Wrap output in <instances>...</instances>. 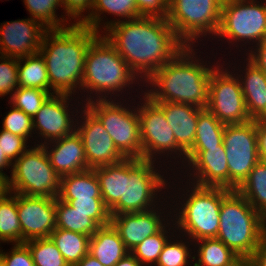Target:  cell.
Segmentation results:
<instances>
[{"label":"cell","instance_id":"6da1fadb","mask_svg":"<svg viewBox=\"0 0 266 266\" xmlns=\"http://www.w3.org/2000/svg\"><path fill=\"white\" fill-rule=\"evenodd\" d=\"M105 24L104 36L144 81L185 47L165 18L141 16Z\"/></svg>","mask_w":266,"mask_h":266},{"label":"cell","instance_id":"7a4b0ae2","mask_svg":"<svg viewBox=\"0 0 266 266\" xmlns=\"http://www.w3.org/2000/svg\"><path fill=\"white\" fill-rule=\"evenodd\" d=\"M98 35L80 24L45 32L39 53L45 60L53 94L71 96L75 89H82L86 52Z\"/></svg>","mask_w":266,"mask_h":266},{"label":"cell","instance_id":"3957f363","mask_svg":"<svg viewBox=\"0 0 266 266\" xmlns=\"http://www.w3.org/2000/svg\"><path fill=\"white\" fill-rule=\"evenodd\" d=\"M192 48L185 46L155 71L146 80L152 87L154 85V90L152 88L144 94L154 102L187 103L206 109L209 79L214 67L199 62Z\"/></svg>","mask_w":266,"mask_h":266},{"label":"cell","instance_id":"277c9868","mask_svg":"<svg viewBox=\"0 0 266 266\" xmlns=\"http://www.w3.org/2000/svg\"><path fill=\"white\" fill-rule=\"evenodd\" d=\"M216 238L239 258L248 260L263 241L261 214L237 190H231L222 199Z\"/></svg>","mask_w":266,"mask_h":266},{"label":"cell","instance_id":"5b68a950","mask_svg":"<svg viewBox=\"0 0 266 266\" xmlns=\"http://www.w3.org/2000/svg\"><path fill=\"white\" fill-rule=\"evenodd\" d=\"M136 76L105 36L99 34L92 41L85 56L82 90L87 88L91 93L102 94L99 99H106V93L120 92L131 85Z\"/></svg>","mask_w":266,"mask_h":266},{"label":"cell","instance_id":"8992f818","mask_svg":"<svg viewBox=\"0 0 266 266\" xmlns=\"http://www.w3.org/2000/svg\"><path fill=\"white\" fill-rule=\"evenodd\" d=\"M181 212L176 217L175 226L187 233L192 240L216 238L220 225L222 199L231 191L224 187L193 185ZM177 224V225H176Z\"/></svg>","mask_w":266,"mask_h":266},{"label":"cell","instance_id":"52a82bcc","mask_svg":"<svg viewBox=\"0 0 266 266\" xmlns=\"http://www.w3.org/2000/svg\"><path fill=\"white\" fill-rule=\"evenodd\" d=\"M27 149L11 166L6 190L27 196L57 198L61 177L50 164L42 145ZM13 191V192H12Z\"/></svg>","mask_w":266,"mask_h":266},{"label":"cell","instance_id":"ba28073f","mask_svg":"<svg viewBox=\"0 0 266 266\" xmlns=\"http://www.w3.org/2000/svg\"><path fill=\"white\" fill-rule=\"evenodd\" d=\"M222 3L223 0H169L166 19L177 38L191 46L200 35H217Z\"/></svg>","mask_w":266,"mask_h":266},{"label":"cell","instance_id":"9c48e42d","mask_svg":"<svg viewBox=\"0 0 266 266\" xmlns=\"http://www.w3.org/2000/svg\"><path fill=\"white\" fill-rule=\"evenodd\" d=\"M153 164L144 159H124L123 197L109 210L110 215L154 209L156 192L167 184Z\"/></svg>","mask_w":266,"mask_h":266},{"label":"cell","instance_id":"30bf717a","mask_svg":"<svg viewBox=\"0 0 266 266\" xmlns=\"http://www.w3.org/2000/svg\"><path fill=\"white\" fill-rule=\"evenodd\" d=\"M89 98V99H88ZM86 98L85 106L100 120L116 148L126 158L142 159L138 109L132 110L111 99Z\"/></svg>","mask_w":266,"mask_h":266},{"label":"cell","instance_id":"8fae6325","mask_svg":"<svg viewBox=\"0 0 266 266\" xmlns=\"http://www.w3.org/2000/svg\"><path fill=\"white\" fill-rule=\"evenodd\" d=\"M223 144L228 162V189L236 190L260 160L256 120L225 125Z\"/></svg>","mask_w":266,"mask_h":266},{"label":"cell","instance_id":"7c38bea8","mask_svg":"<svg viewBox=\"0 0 266 266\" xmlns=\"http://www.w3.org/2000/svg\"><path fill=\"white\" fill-rule=\"evenodd\" d=\"M256 0H223L217 36L233 41H254L266 38V3Z\"/></svg>","mask_w":266,"mask_h":266},{"label":"cell","instance_id":"4fadbf2b","mask_svg":"<svg viewBox=\"0 0 266 266\" xmlns=\"http://www.w3.org/2000/svg\"><path fill=\"white\" fill-rule=\"evenodd\" d=\"M216 66L210 76L206 109L222 124H243L248 115L239 77ZM224 70V71H223ZM233 75V76H232Z\"/></svg>","mask_w":266,"mask_h":266},{"label":"cell","instance_id":"5bb4252c","mask_svg":"<svg viewBox=\"0 0 266 266\" xmlns=\"http://www.w3.org/2000/svg\"><path fill=\"white\" fill-rule=\"evenodd\" d=\"M138 109L140 136L142 145V159L154 161L155 154L178 151L186 157V152L177 144L174 133L168 125L163 109L147 95ZM165 151V152H164ZM154 154V155H153Z\"/></svg>","mask_w":266,"mask_h":266},{"label":"cell","instance_id":"9a60e30c","mask_svg":"<svg viewBox=\"0 0 266 266\" xmlns=\"http://www.w3.org/2000/svg\"><path fill=\"white\" fill-rule=\"evenodd\" d=\"M17 211L22 244L37 238H49L56 228V198L17 194Z\"/></svg>","mask_w":266,"mask_h":266},{"label":"cell","instance_id":"2e32d148","mask_svg":"<svg viewBox=\"0 0 266 266\" xmlns=\"http://www.w3.org/2000/svg\"><path fill=\"white\" fill-rule=\"evenodd\" d=\"M82 114L85 121L76 129L80 135L88 166L93 169L117 164L126 157L116 148L100 120L85 106Z\"/></svg>","mask_w":266,"mask_h":266},{"label":"cell","instance_id":"e0dca14e","mask_svg":"<svg viewBox=\"0 0 266 266\" xmlns=\"http://www.w3.org/2000/svg\"><path fill=\"white\" fill-rule=\"evenodd\" d=\"M48 29L32 18L9 21L0 26V54L23 58L39 53ZM2 51V52H1Z\"/></svg>","mask_w":266,"mask_h":266},{"label":"cell","instance_id":"ac0fdd59","mask_svg":"<svg viewBox=\"0 0 266 266\" xmlns=\"http://www.w3.org/2000/svg\"><path fill=\"white\" fill-rule=\"evenodd\" d=\"M69 98L70 95L51 94L33 117V129L35 131L37 129L46 141L49 140L50 144L51 141L72 134L78 126L76 123L73 126L75 121L73 117L71 120L70 113H68Z\"/></svg>","mask_w":266,"mask_h":266},{"label":"cell","instance_id":"d6986e66","mask_svg":"<svg viewBox=\"0 0 266 266\" xmlns=\"http://www.w3.org/2000/svg\"><path fill=\"white\" fill-rule=\"evenodd\" d=\"M185 161L191 170H196L194 175L190 174L197 178L193 184L228 189V162L223 143L209 150H189Z\"/></svg>","mask_w":266,"mask_h":266},{"label":"cell","instance_id":"ffe728a7","mask_svg":"<svg viewBox=\"0 0 266 266\" xmlns=\"http://www.w3.org/2000/svg\"><path fill=\"white\" fill-rule=\"evenodd\" d=\"M153 209L143 212L111 215L110 223L119 233L125 247L132 251L145 238L158 233L165 225L160 213ZM161 217V218H160Z\"/></svg>","mask_w":266,"mask_h":266},{"label":"cell","instance_id":"44dd1931","mask_svg":"<svg viewBox=\"0 0 266 266\" xmlns=\"http://www.w3.org/2000/svg\"><path fill=\"white\" fill-rule=\"evenodd\" d=\"M51 142L54 147L49 151L46 145L48 142L45 141L40 145L45 148L50 164L60 177L91 169L87 163L82 139L76 130Z\"/></svg>","mask_w":266,"mask_h":266},{"label":"cell","instance_id":"7402d4cb","mask_svg":"<svg viewBox=\"0 0 266 266\" xmlns=\"http://www.w3.org/2000/svg\"><path fill=\"white\" fill-rule=\"evenodd\" d=\"M164 112L177 144L187 153L193 146L198 115L203 110L187 103L156 102Z\"/></svg>","mask_w":266,"mask_h":266},{"label":"cell","instance_id":"603a6c76","mask_svg":"<svg viewBox=\"0 0 266 266\" xmlns=\"http://www.w3.org/2000/svg\"><path fill=\"white\" fill-rule=\"evenodd\" d=\"M239 82L251 120L266 119V74L249 58Z\"/></svg>","mask_w":266,"mask_h":266},{"label":"cell","instance_id":"cb8c5ba5","mask_svg":"<svg viewBox=\"0 0 266 266\" xmlns=\"http://www.w3.org/2000/svg\"><path fill=\"white\" fill-rule=\"evenodd\" d=\"M128 253L130 251L111 223L100 226L90 237L89 254L103 266H115Z\"/></svg>","mask_w":266,"mask_h":266},{"label":"cell","instance_id":"d4e9b609","mask_svg":"<svg viewBox=\"0 0 266 266\" xmlns=\"http://www.w3.org/2000/svg\"><path fill=\"white\" fill-rule=\"evenodd\" d=\"M60 200L102 198L100 184L94 169L61 177Z\"/></svg>","mask_w":266,"mask_h":266},{"label":"cell","instance_id":"484cf974","mask_svg":"<svg viewBox=\"0 0 266 266\" xmlns=\"http://www.w3.org/2000/svg\"><path fill=\"white\" fill-rule=\"evenodd\" d=\"M104 12L123 17L125 20L126 18L132 20L141 17L136 7V0H93L92 11L84 16V22L81 25L99 33L100 16Z\"/></svg>","mask_w":266,"mask_h":266},{"label":"cell","instance_id":"4316f807","mask_svg":"<svg viewBox=\"0 0 266 266\" xmlns=\"http://www.w3.org/2000/svg\"><path fill=\"white\" fill-rule=\"evenodd\" d=\"M100 184L101 197L110 210L123 197L124 160L113 165L93 168Z\"/></svg>","mask_w":266,"mask_h":266},{"label":"cell","instance_id":"83f0119b","mask_svg":"<svg viewBox=\"0 0 266 266\" xmlns=\"http://www.w3.org/2000/svg\"><path fill=\"white\" fill-rule=\"evenodd\" d=\"M50 238L69 266H76L89 253L90 236L55 228Z\"/></svg>","mask_w":266,"mask_h":266},{"label":"cell","instance_id":"f1b7e54d","mask_svg":"<svg viewBox=\"0 0 266 266\" xmlns=\"http://www.w3.org/2000/svg\"><path fill=\"white\" fill-rule=\"evenodd\" d=\"M11 195L12 193L7 190L0 195V241L22 244V231L17 211V193Z\"/></svg>","mask_w":266,"mask_h":266},{"label":"cell","instance_id":"f546056e","mask_svg":"<svg viewBox=\"0 0 266 266\" xmlns=\"http://www.w3.org/2000/svg\"><path fill=\"white\" fill-rule=\"evenodd\" d=\"M18 86L50 92L46 63L40 53L18 59Z\"/></svg>","mask_w":266,"mask_h":266},{"label":"cell","instance_id":"4dcf8cb0","mask_svg":"<svg viewBox=\"0 0 266 266\" xmlns=\"http://www.w3.org/2000/svg\"><path fill=\"white\" fill-rule=\"evenodd\" d=\"M260 214L266 210V162L259 160L236 189Z\"/></svg>","mask_w":266,"mask_h":266},{"label":"cell","instance_id":"1f68e13d","mask_svg":"<svg viewBox=\"0 0 266 266\" xmlns=\"http://www.w3.org/2000/svg\"><path fill=\"white\" fill-rule=\"evenodd\" d=\"M100 226L88 213L76 211L67 202L56 198V228L92 236Z\"/></svg>","mask_w":266,"mask_h":266},{"label":"cell","instance_id":"d6a6232c","mask_svg":"<svg viewBox=\"0 0 266 266\" xmlns=\"http://www.w3.org/2000/svg\"><path fill=\"white\" fill-rule=\"evenodd\" d=\"M225 125L211 112L203 109L198 115L195 140L190 150H209L223 143Z\"/></svg>","mask_w":266,"mask_h":266},{"label":"cell","instance_id":"836d02e7","mask_svg":"<svg viewBox=\"0 0 266 266\" xmlns=\"http://www.w3.org/2000/svg\"><path fill=\"white\" fill-rule=\"evenodd\" d=\"M197 242L198 260L193 266H230L239 258L218 238H205Z\"/></svg>","mask_w":266,"mask_h":266},{"label":"cell","instance_id":"e575fe53","mask_svg":"<svg viewBox=\"0 0 266 266\" xmlns=\"http://www.w3.org/2000/svg\"><path fill=\"white\" fill-rule=\"evenodd\" d=\"M24 4L26 5L25 7L29 13L32 15L31 18L39 21L48 30L61 29L71 26H66L67 23H64L67 22L66 18L63 17L59 19L55 14L56 7H62L60 0H24Z\"/></svg>","mask_w":266,"mask_h":266},{"label":"cell","instance_id":"d590c367","mask_svg":"<svg viewBox=\"0 0 266 266\" xmlns=\"http://www.w3.org/2000/svg\"><path fill=\"white\" fill-rule=\"evenodd\" d=\"M24 244L30 250L35 266H69L50 237L28 240Z\"/></svg>","mask_w":266,"mask_h":266},{"label":"cell","instance_id":"8d00e7d4","mask_svg":"<svg viewBox=\"0 0 266 266\" xmlns=\"http://www.w3.org/2000/svg\"><path fill=\"white\" fill-rule=\"evenodd\" d=\"M11 94L13 95L10 96L11 102L9 103H12L15 108L21 109L33 119L40 110L42 104L53 92L38 88L18 87L17 90Z\"/></svg>","mask_w":266,"mask_h":266},{"label":"cell","instance_id":"74e56055","mask_svg":"<svg viewBox=\"0 0 266 266\" xmlns=\"http://www.w3.org/2000/svg\"><path fill=\"white\" fill-rule=\"evenodd\" d=\"M169 233L164 226L158 233L145 238L139 243L130 253L140 262L141 265L147 266L156 264L159 255L162 252L164 245L167 243Z\"/></svg>","mask_w":266,"mask_h":266},{"label":"cell","instance_id":"f35d334b","mask_svg":"<svg viewBox=\"0 0 266 266\" xmlns=\"http://www.w3.org/2000/svg\"><path fill=\"white\" fill-rule=\"evenodd\" d=\"M67 202L76 211L88 213L99 226L110 224L111 215L102 198H84L75 200H62Z\"/></svg>","mask_w":266,"mask_h":266},{"label":"cell","instance_id":"ab89813d","mask_svg":"<svg viewBox=\"0 0 266 266\" xmlns=\"http://www.w3.org/2000/svg\"><path fill=\"white\" fill-rule=\"evenodd\" d=\"M184 242H172L168 240L164 245L162 252L159 255L157 266H187L188 258L191 257L190 249Z\"/></svg>","mask_w":266,"mask_h":266},{"label":"cell","instance_id":"60d3db41","mask_svg":"<svg viewBox=\"0 0 266 266\" xmlns=\"http://www.w3.org/2000/svg\"><path fill=\"white\" fill-rule=\"evenodd\" d=\"M3 130L11 132L12 134L24 137L28 140L33 129V119L25 114L21 109L12 107V110L4 117Z\"/></svg>","mask_w":266,"mask_h":266},{"label":"cell","instance_id":"b9f144b4","mask_svg":"<svg viewBox=\"0 0 266 266\" xmlns=\"http://www.w3.org/2000/svg\"><path fill=\"white\" fill-rule=\"evenodd\" d=\"M0 97L17 90L18 86V59L0 56Z\"/></svg>","mask_w":266,"mask_h":266},{"label":"cell","instance_id":"7bdbcfd3","mask_svg":"<svg viewBox=\"0 0 266 266\" xmlns=\"http://www.w3.org/2000/svg\"><path fill=\"white\" fill-rule=\"evenodd\" d=\"M27 140L24 137L12 134L6 130L0 132V147L3 154L15 162L26 150Z\"/></svg>","mask_w":266,"mask_h":266},{"label":"cell","instance_id":"ee69618b","mask_svg":"<svg viewBox=\"0 0 266 266\" xmlns=\"http://www.w3.org/2000/svg\"><path fill=\"white\" fill-rule=\"evenodd\" d=\"M9 253L2 250L1 266H35L28 247L23 244H15Z\"/></svg>","mask_w":266,"mask_h":266},{"label":"cell","instance_id":"f6af8a7d","mask_svg":"<svg viewBox=\"0 0 266 266\" xmlns=\"http://www.w3.org/2000/svg\"><path fill=\"white\" fill-rule=\"evenodd\" d=\"M140 16L167 18L169 0H136Z\"/></svg>","mask_w":266,"mask_h":266},{"label":"cell","instance_id":"bcb514c9","mask_svg":"<svg viewBox=\"0 0 266 266\" xmlns=\"http://www.w3.org/2000/svg\"><path fill=\"white\" fill-rule=\"evenodd\" d=\"M63 9L66 11V16L76 19L73 24H82L84 22V17L82 16L84 11L89 9L92 10L93 0H60ZM80 17V18H79Z\"/></svg>","mask_w":266,"mask_h":266},{"label":"cell","instance_id":"7dc6e473","mask_svg":"<svg viewBox=\"0 0 266 266\" xmlns=\"http://www.w3.org/2000/svg\"><path fill=\"white\" fill-rule=\"evenodd\" d=\"M255 47V51L248 53V58L266 74V38Z\"/></svg>","mask_w":266,"mask_h":266},{"label":"cell","instance_id":"c3c4849f","mask_svg":"<svg viewBox=\"0 0 266 266\" xmlns=\"http://www.w3.org/2000/svg\"><path fill=\"white\" fill-rule=\"evenodd\" d=\"M256 132L259 157L266 162V119L256 120Z\"/></svg>","mask_w":266,"mask_h":266},{"label":"cell","instance_id":"681fc988","mask_svg":"<svg viewBox=\"0 0 266 266\" xmlns=\"http://www.w3.org/2000/svg\"><path fill=\"white\" fill-rule=\"evenodd\" d=\"M251 266H266V241H262L250 259Z\"/></svg>","mask_w":266,"mask_h":266},{"label":"cell","instance_id":"f907efd6","mask_svg":"<svg viewBox=\"0 0 266 266\" xmlns=\"http://www.w3.org/2000/svg\"><path fill=\"white\" fill-rule=\"evenodd\" d=\"M11 165H13V163L3 154V151L0 147V179L5 183L9 180V177L2 171L3 168H6L8 166L10 167Z\"/></svg>","mask_w":266,"mask_h":266},{"label":"cell","instance_id":"816d5d0a","mask_svg":"<svg viewBox=\"0 0 266 266\" xmlns=\"http://www.w3.org/2000/svg\"><path fill=\"white\" fill-rule=\"evenodd\" d=\"M115 266H142V265L131 253H128Z\"/></svg>","mask_w":266,"mask_h":266},{"label":"cell","instance_id":"f5cc1de1","mask_svg":"<svg viewBox=\"0 0 266 266\" xmlns=\"http://www.w3.org/2000/svg\"><path fill=\"white\" fill-rule=\"evenodd\" d=\"M76 266H103L96 258L89 253Z\"/></svg>","mask_w":266,"mask_h":266},{"label":"cell","instance_id":"db71d44e","mask_svg":"<svg viewBox=\"0 0 266 266\" xmlns=\"http://www.w3.org/2000/svg\"><path fill=\"white\" fill-rule=\"evenodd\" d=\"M261 232L263 240L266 241V210L261 213Z\"/></svg>","mask_w":266,"mask_h":266},{"label":"cell","instance_id":"11a10c76","mask_svg":"<svg viewBox=\"0 0 266 266\" xmlns=\"http://www.w3.org/2000/svg\"><path fill=\"white\" fill-rule=\"evenodd\" d=\"M230 266H251L250 260L245 258H238L232 265Z\"/></svg>","mask_w":266,"mask_h":266},{"label":"cell","instance_id":"9f6ffc18","mask_svg":"<svg viewBox=\"0 0 266 266\" xmlns=\"http://www.w3.org/2000/svg\"><path fill=\"white\" fill-rule=\"evenodd\" d=\"M6 190V183L0 179V195Z\"/></svg>","mask_w":266,"mask_h":266},{"label":"cell","instance_id":"6f0895ef","mask_svg":"<svg viewBox=\"0 0 266 266\" xmlns=\"http://www.w3.org/2000/svg\"><path fill=\"white\" fill-rule=\"evenodd\" d=\"M1 259H2V251L0 250V266H1Z\"/></svg>","mask_w":266,"mask_h":266}]
</instances>
